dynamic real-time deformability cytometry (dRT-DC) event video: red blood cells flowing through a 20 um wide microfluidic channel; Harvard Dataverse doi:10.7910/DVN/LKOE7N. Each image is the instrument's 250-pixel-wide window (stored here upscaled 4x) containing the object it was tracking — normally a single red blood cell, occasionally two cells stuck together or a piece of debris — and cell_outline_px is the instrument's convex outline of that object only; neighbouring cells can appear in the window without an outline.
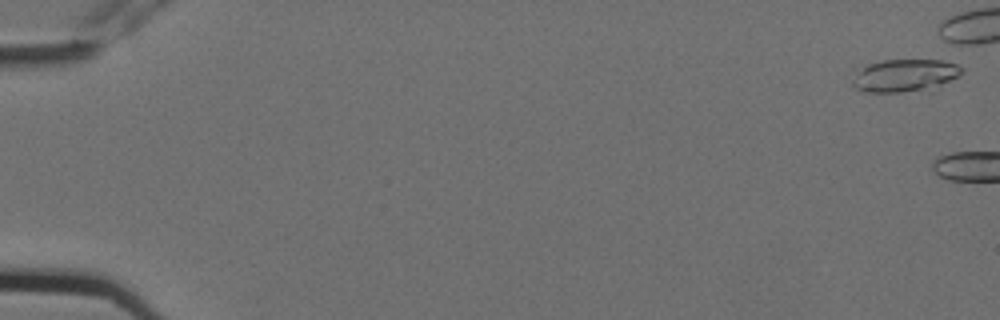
{"species": "Egyptian fruit bat (a non-hibernating species)", "species_latin": "Rousettus aegyptiacus", "temperature_condition": "cold", "stored_images_in_passage": 11, "camera_frame_rate_fps": 3000, "um_per_image_px": 0.085, "animal": {"sex": "female"}, "frame": {"image": 1, "passage_image": 1, "time_ms": 0.0, "image_size_px": [1000, 320], "cell_outline_px": [[964, 72], [960, 76], [940, 84], [900, 92], [864, 92], [856, 88], [852, 84], [852, 80], [868, 64], [884, 60], [944, 60], [956, 64], [964, 68]], "centroid_in_image_um": [76.93, 6.39], "position_along_channel_um": 8.1, "area_um2": 20.06}}